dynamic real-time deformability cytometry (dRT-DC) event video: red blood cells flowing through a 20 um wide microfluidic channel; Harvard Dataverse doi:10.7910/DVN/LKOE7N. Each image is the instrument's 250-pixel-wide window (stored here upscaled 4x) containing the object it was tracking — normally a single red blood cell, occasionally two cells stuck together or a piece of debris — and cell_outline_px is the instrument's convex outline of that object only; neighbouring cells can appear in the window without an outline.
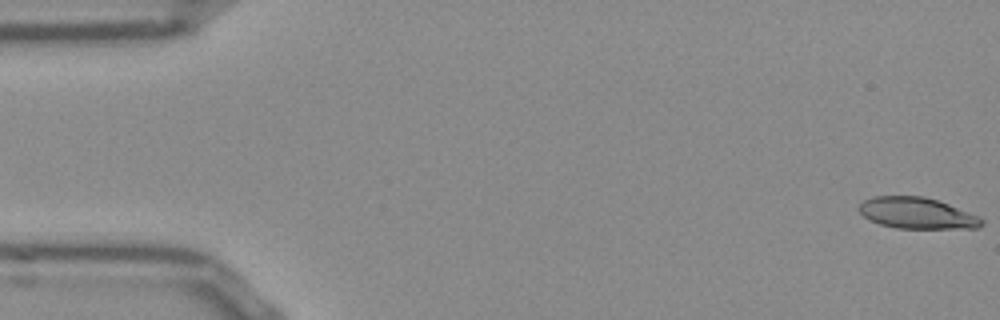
{"species": "Egyptian fruit bat (a non-hibernating species)", "species_latin": "Rousettus aegyptiacus", "temperature_condition": "room temperature", "stored_images_in_passage": 53, "camera_frame_rate_fps": 3000, "um_per_image_px": 0.085, "frame": {"image": 1, "passage_image": 1, "time_ms": 0.0, "image_size_px": [1000, 320], "cell_outline_px": [[984, 224], [976, 228], [896, 228], [880, 224], [868, 220], [856, 208], [864, 200], [872, 196], [924, 196], [948, 204], [980, 216], [984, 220]], "centroid_in_image_um": [77.93, 18.12], "position_along_channel_um": 7.1, "area_um2": 22.37}}
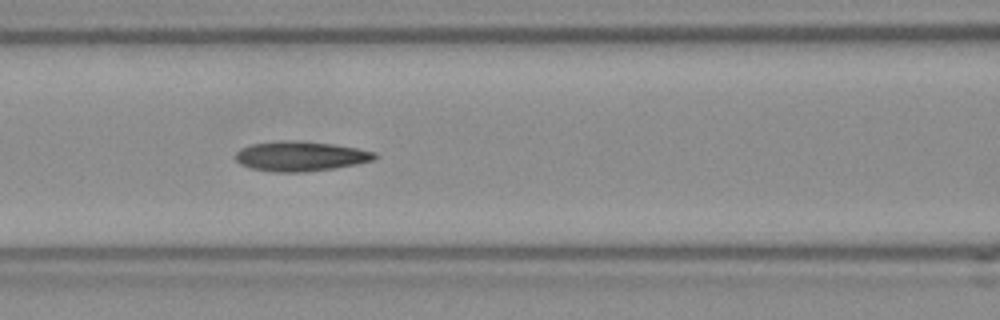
{"frame": {"image": 2, "passage_image": 22, "time_ms": 7.0, "image_size_px": [1000, 320], "cell_outline_px": [[376, 156], [372, 160], [356, 164], [332, 168], [304, 172], [272, 172], [248, 168], [240, 164], [236, 160], [236, 152], [240, 148], [252, 144], [280, 140], [296, 140], [332, 144], [356, 148], [376, 152]], "centroid_in_image_um": [25.48, 13.28], "position_along_channel_um": 141.1, "area_um2": 24.16}}
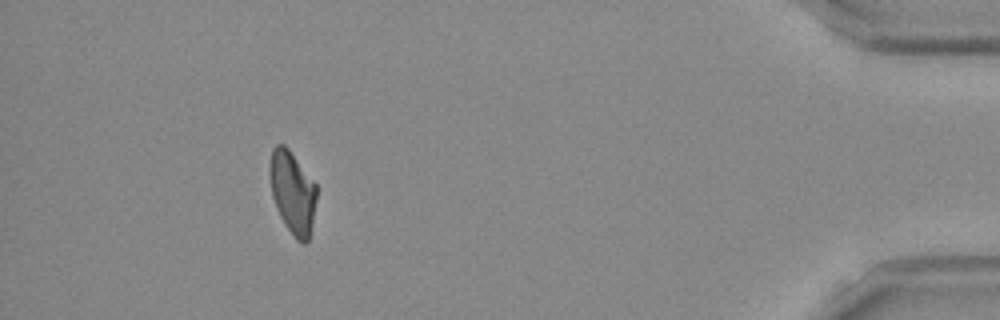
{"frame": {"image": 3, "passage_image": 48, "time_ms": 15.667, "image_size_px": [1000, 320], "cell_outline_px": [[316, 200], [308, 240], [304, 244], [296, 240], [284, 224], [276, 208], [272, 196], [268, 172], [268, 164], [272, 148], [276, 144], [284, 144], [288, 148], [316, 184]], "centroid_in_image_um": [24.82, 16.32], "position_along_channel_um": 410.4, "area_um2": 22.6}, "authors_computed_cell_mechanics": {"area_um2": 23.1778, "velocity_mm_per_s": 3.835, "shape_relaxation_time_tau1_ms": null, "shape_relaxation_time_tau2_ms": 4.5604, "deformation_change_tau1": null, "deformation_change_tau2": 0.1334}}